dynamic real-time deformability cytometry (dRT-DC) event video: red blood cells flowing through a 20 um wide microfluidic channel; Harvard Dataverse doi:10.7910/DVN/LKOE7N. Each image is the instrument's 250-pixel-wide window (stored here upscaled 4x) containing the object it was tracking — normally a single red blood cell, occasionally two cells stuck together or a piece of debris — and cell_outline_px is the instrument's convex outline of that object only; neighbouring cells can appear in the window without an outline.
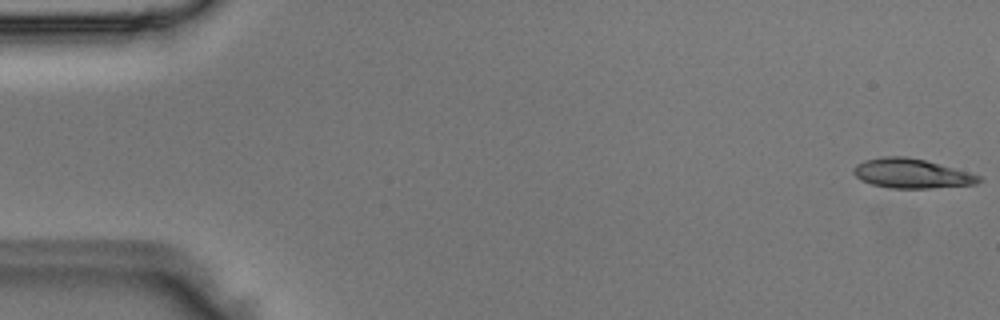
{"species": "Egyptian fruit bat (a non-hibernating species)", "species_latin": "Rousettus aegyptiacus", "temperature_condition": "room temperature", "stored_images_in_passage": 6, "camera_frame_rate_fps": 3000, "um_per_image_px": 0.085, "animal": {"sex": "male"}, "frame": {"image": 1, "passage_image": 1, "time_ms": 0.0, "image_size_px": [1000, 320], "cell_outline_px": [[984, 180], [976, 184], [932, 188], [888, 188], [872, 184], [860, 180], [852, 172], [852, 168], [856, 164], [864, 160], [884, 156], [904, 156], [924, 160], [968, 172], [980, 176]], "centroid_in_image_um": [77.45, 14.75], "position_along_channel_um": 7.6, "area_um2": 21.5}}
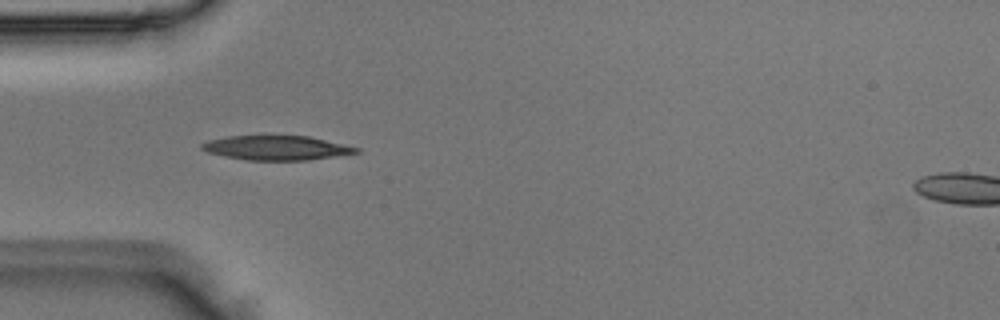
{"frame": {"image": 2, "passage_image": 5, "time_ms": 1.333, "image_size_px": [1000, 320], "cell_outline_px": [[360, 152], [336, 156], [308, 160], [248, 160], [224, 156], [208, 152], [200, 148], [200, 144], [208, 140], [228, 136], [308, 136], [344, 144], [360, 148]], "centroid_in_image_um": [23.5, 12.57], "position_along_channel_um": 61.5, "area_um2": 21.85}}
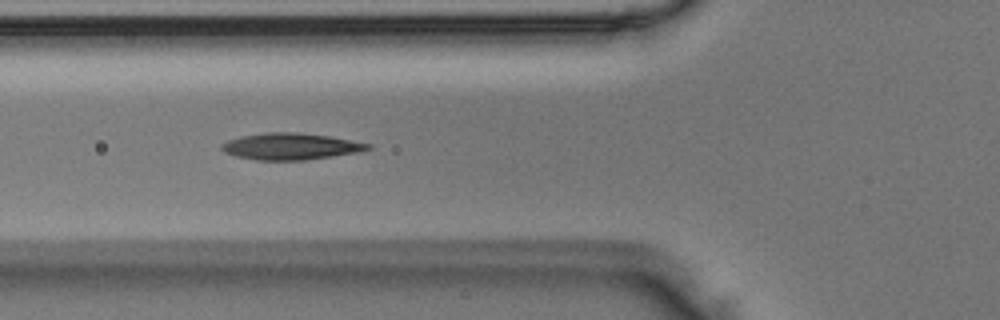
{"frame": {"image": 3, "passage_image": 6, "time_ms": 1.667, "image_size_px": [1000, 320], "cell_outline_px": [[372, 148], [364, 152], [304, 160], [256, 160], [236, 156], [224, 152], [220, 148], [220, 144], [228, 140], [240, 136], [268, 132], [292, 132], [328, 136], [372, 144]], "centroid_in_image_um": [24.72, 12.45], "position_along_channel_um": 101.1, "area_um2": 22.77}}